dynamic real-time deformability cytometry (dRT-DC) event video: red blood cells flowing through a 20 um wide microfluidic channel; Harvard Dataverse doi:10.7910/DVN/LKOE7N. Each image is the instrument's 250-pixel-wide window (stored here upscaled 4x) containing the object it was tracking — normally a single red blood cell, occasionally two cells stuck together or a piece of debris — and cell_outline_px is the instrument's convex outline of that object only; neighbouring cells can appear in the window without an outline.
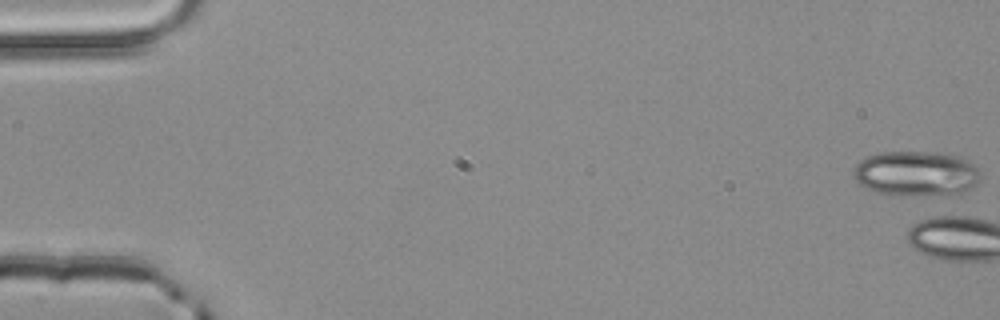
{"species": "common noctule bat (a hibernating species)", "species_latin": "Nyctalus noctula", "temperature_condition": "room temperature", "stored_images_in_passage": 5, "camera_frame_rate_fps": 3000, "um_per_image_px": 0.085, "animal": {"sex": "male", "body_mass_g": 20.4}, "frame": {"image": 1, "passage_image": 1, "time_ms": 0.0, "image_size_px": [1000, 320], "cell_outline_px": [[980, 180], [972, 188], [964, 192], [876, 192], [860, 184], [852, 176], [852, 172], [856, 164], [860, 160], [868, 156], [880, 152], [924, 152], [960, 156], [968, 160], [980, 172]], "centroid_in_image_um": [77.85, 14.68], "position_along_channel_um": 7.1, "area_um2": 31.91}}